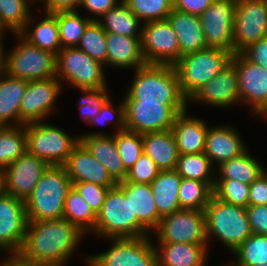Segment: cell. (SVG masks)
I'll use <instances>...</instances> for the list:
<instances>
[{"label":"cell","instance_id":"obj_1","mask_svg":"<svg viewBox=\"0 0 267 266\" xmlns=\"http://www.w3.org/2000/svg\"><path fill=\"white\" fill-rule=\"evenodd\" d=\"M84 238L65 218L28 221L19 253L39 266H67Z\"/></svg>","mask_w":267,"mask_h":266},{"label":"cell","instance_id":"obj_2","mask_svg":"<svg viewBox=\"0 0 267 266\" xmlns=\"http://www.w3.org/2000/svg\"><path fill=\"white\" fill-rule=\"evenodd\" d=\"M133 81L122 99H156L164 105H188L174 65L146 64L132 71Z\"/></svg>","mask_w":267,"mask_h":266},{"label":"cell","instance_id":"obj_3","mask_svg":"<svg viewBox=\"0 0 267 266\" xmlns=\"http://www.w3.org/2000/svg\"><path fill=\"white\" fill-rule=\"evenodd\" d=\"M208 248L215 238L233 253L250 235L252 230L246 208L218 199L214 194L204 210Z\"/></svg>","mask_w":267,"mask_h":266},{"label":"cell","instance_id":"obj_4","mask_svg":"<svg viewBox=\"0 0 267 266\" xmlns=\"http://www.w3.org/2000/svg\"><path fill=\"white\" fill-rule=\"evenodd\" d=\"M71 179L64 166L50 165L25 200L28 221L63 218Z\"/></svg>","mask_w":267,"mask_h":266},{"label":"cell","instance_id":"obj_5","mask_svg":"<svg viewBox=\"0 0 267 266\" xmlns=\"http://www.w3.org/2000/svg\"><path fill=\"white\" fill-rule=\"evenodd\" d=\"M91 234L104 237L103 239L152 235L137 221L136 216H132L130 197H126L118 186L109 189L103 206L97 213V222Z\"/></svg>","mask_w":267,"mask_h":266},{"label":"cell","instance_id":"obj_6","mask_svg":"<svg viewBox=\"0 0 267 266\" xmlns=\"http://www.w3.org/2000/svg\"><path fill=\"white\" fill-rule=\"evenodd\" d=\"M231 57L226 50L210 47L181 56L174 67L183 95L189 100L230 63Z\"/></svg>","mask_w":267,"mask_h":266},{"label":"cell","instance_id":"obj_7","mask_svg":"<svg viewBox=\"0 0 267 266\" xmlns=\"http://www.w3.org/2000/svg\"><path fill=\"white\" fill-rule=\"evenodd\" d=\"M105 65L77 47L62 48L56 55V78L76 89L109 88Z\"/></svg>","mask_w":267,"mask_h":266},{"label":"cell","instance_id":"obj_8","mask_svg":"<svg viewBox=\"0 0 267 266\" xmlns=\"http://www.w3.org/2000/svg\"><path fill=\"white\" fill-rule=\"evenodd\" d=\"M27 151L49 165L63 166L80 136H71L65 129L48 121L26 124Z\"/></svg>","mask_w":267,"mask_h":266},{"label":"cell","instance_id":"obj_9","mask_svg":"<svg viewBox=\"0 0 267 266\" xmlns=\"http://www.w3.org/2000/svg\"><path fill=\"white\" fill-rule=\"evenodd\" d=\"M16 44L5 52V73L11 77L30 80L56 77V55L30 44L20 34Z\"/></svg>","mask_w":267,"mask_h":266},{"label":"cell","instance_id":"obj_10","mask_svg":"<svg viewBox=\"0 0 267 266\" xmlns=\"http://www.w3.org/2000/svg\"><path fill=\"white\" fill-rule=\"evenodd\" d=\"M126 130L145 134L172 130L176 116L188 105H164L156 99H123Z\"/></svg>","mask_w":267,"mask_h":266},{"label":"cell","instance_id":"obj_11","mask_svg":"<svg viewBox=\"0 0 267 266\" xmlns=\"http://www.w3.org/2000/svg\"><path fill=\"white\" fill-rule=\"evenodd\" d=\"M152 235L141 238H109V249L83 256L85 266H157Z\"/></svg>","mask_w":267,"mask_h":266},{"label":"cell","instance_id":"obj_12","mask_svg":"<svg viewBox=\"0 0 267 266\" xmlns=\"http://www.w3.org/2000/svg\"><path fill=\"white\" fill-rule=\"evenodd\" d=\"M152 233L156 242L208 244L204 210L180 209L165 215Z\"/></svg>","mask_w":267,"mask_h":266},{"label":"cell","instance_id":"obj_13","mask_svg":"<svg viewBox=\"0 0 267 266\" xmlns=\"http://www.w3.org/2000/svg\"><path fill=\"white\" fill-rule=\"evenodd\" d=\"M236 68L241 105L250 107L251 116L267 115V69L248 61L241 53L230 61Z\"/></svg>","mask_w":267,"mask_h":266},{"label":"cell","instance_id":"obj_14","mask_svg":"<svg viewBox=\"0 0 267 266\" xmlns=\"http://www.w3.org/2000/svg\"><path fill=\"white\" fill-rule=\"evenodd\" d=\"M238 0H214L200 15L207 47L234 55V19Z\"/></svg>","mask_w":267,"mask_h":266},{"label":"cell","instance_id":"obj_15","mask_svg":"<svg viewBox=\"0 0 267 266\" xmlns=\"http://www.w3.org/2000/svg\"><path fill=\"white\" fill-rule=\"evenodd\" d=\"M141 45L147 64L174 65L182 56L176 33L167 19L143 23Z\"/></svg>","mask_w":267,"mask_h":266},{"label":"cell","instance_id":"obj_16","mask_svg":"<svg viewBox=\"0 0 267 266\" xmlns=\"http://www.w3.org/2000/svg\"><path fill=\"white\" fill-rule=\"evenodd\" d=\"M62 87L56 77L28 81L20 106V120L24 124L48 120V116L55 113Z\"/></svg>","mask_w":267,"mask_h":266},{"label":"cell","instance_id":"obj_17","mask_svg":"<svg viewBox=\"0 0 267 266\" xmlns=\"http://www.w3.org/2000/svg\"><path fill=\"white\" fill-rule=\"evenodd\" d=\"M267 37V0H238L234 19V54Z\"/></svg>","mask_w":267,"mask_h":266},{"label":"cell","instance_id":"obj_18","mask_svg":"<svg viewBox=\"0 0 267 266\" xmlns=\"http://www.w3.org/2000/svg\"><path fill=\"white\" fill-rule=\"evenodd\" d=\"M49 166L26 151L1 172L2 191L25 201Z\"/></svg>","mask_w":267,"mask_h":266},{"label":"cell","instance_id":"obj_19","mask_svg":"<svg viewBox=\"0 0 267 266\" xmlns=\"http://www.w3.org/2000/svg\"><path fill=\"white\" fill-rule=\"evenodd\" d=\"M25 201L0 191V251L19 252L27 227Z\"/></svg>","mask_w":267,"mask_h":266},{"label":"cell","instance_id":"obj_20","mask_svg":"<svg viewBox=\"0 0 267 266\" xmlns=\"http://www.w3.org/2000/svg\"><path fill=\"white\" fill-rule=\"evenodd\" d=\"M228 109L229 107L241 106L238 87V76L235 66L230 62L222 71L212 78L188 100L192 103ZM239 104V105H238Z\"/></svg>","mask_w":267,"mask_h":266},{"label":"cell","instance_id":"obj_21","mask_svg":"<svg viewBox=\"0 0 267 266\" xmlns=\"http://www.w3.org/2000/svg\"><path fill=\"white\" fill-rule=\"evenodd\" d=\"M231 124L208 127L204 154L216 166L242 155L248 150L240 132Z\"/></svg>","mask_w":267,"mask_h":266},{"label":"cell","instance_id":"obj_22","mask_svg":"<svg viewBox=\"0 0 267 266\" xmlns=\"http://www.w3.org/2000/svg\"><path fill=\"white\" fill-rule=\"evenodd\" d=\"M63 166L72 183L87 182L108 188L118 184L81 142L74 147Z\"/></svg>","mask_w":267,"mask_h":266},{"label":"cell","instance_id":"obj_23","mask_svg":"<svg viewBox=\"0 0 267 266\" xmlns=\"http://www.w3.org/2000/svg\"><path fill=\"white\" fill-rule=\"evenodd\" d=\"M106 44L108 68L135 70L147 64L142 52L141 37L106 32Z\"/></svg>","mask_w":267,"mask_h":266},{"label":"cell","instance_id":"obj_24","mask_svg":"<svg viewBox=\"0 0 267 266\" xmlns=\"http://www.w3.org/2000/svg\"><path fill=\"white\" fill-rule=\"evenodd\" d=\"M157 266H208V244L154 243Z\"/></svg>","mask_w":267,"mask_h":266},{"label":"cell","instance_id":"obj_25","mask_svg":"<svg viewBox=\"0 0 267 266\" xmlns=\"http://www.w3.org/2000/svg\"><path fill=\"white\" fill-rule=\"evenodd\" d=\"M188 113L189 109L178 114L172 126L179 154L204 153L209 125L201 117Z\"/></svg>","mask_w":267,"mask_h":266},{"label":"cell","instance_id":"obj_26","mask_svg":"<svg viewBox=\"0 0 267 266\" xmlns=\"http://www.w3.org/2000/svg\"><path fill=\"white\" fill-rule=\"evenodd\" d=\"M117 186L126 197H130L132 216H136L137 221L151 234L158 226L162 216L156 208L150 184H134L124 180Z\"/></svg>","mask_w":267,"mask_h":266},{"label":"cell","instance_id":"obj_27","mask_svg":"<svg viewBox=\"0 0 267 266\" xmlns=\"http://www.w3.org/2000/svg\"><path fill=\"white\" fill-rule=\"evenodd\" d=\"M80 142L117 183L126 179L127 171L120 158L114 135L80 136Z\"/></svg>","mask_w":267,"mask_h":266},{"label":"cell","instance_id":"obj_28","mask_svg":"<svg viewBox=\"0 0 267 266\" xmlns=\"http://www.w3.org/2000/svg\"><path fill=\"white\" fill-rule=\"evenodd\" d=\"M166 19L176 33L182 56L207 48L200 16L173 9Z\"/></svg>","mask_w":267,"mask_h":266},{"label":"cell","instance_id":"obj_29","mask_svg":"<svg viewBox=\"0 0 267 266\" xmlns=\"http://www.w3.org/2000/svg\"><path fill=\"white\" fill-rule=\"evenodd\" d=\"M28 81L0 75V126L25 125L20 120V106Z\"/></svg>","mask_w":267,"mask_h":266},{"label":"cell","instance_id":"obj_30","mask_svg":"<svg viewBox=\"0 0 267 266\" xmlns=\"http://www.w3.org/2000/svg\"><path fill=\"white\" fill-rule=\"evenodd\" d=\"M44 15L42 20L40 18L36 22V18H34L32 13L20 35L33 46L57 55L62 49L57 24V12H44Z\"/></svg>","mask_w":267,"mask_h":266},{"label":"cell","instance_id":"obj_31","mask_svg":"<svg viewBox=\"0 0 267 266\" xmlns=\"http://www.w3.org/2000/svg\"><path fill=\"white\" fill-rule=\"evenodd\" d=\"M142 141L144 154L149 156L161 171L176 168L180 154L172 130L142 134Z\"/></svg>","mask_w":267,"mask_h":266},{"label":"cell","instance_id":"obj_32","mask_svg":"<svg viewBox=\"0 0 267 266\" xmlns=\"http://www.w3.org/2000/svg\"><path fill=\"white\" fill-rule=\"evenodd\" d=\"M181 182L182 177L175 169L160 171L151 182L153 199L162 217L181 209L178 198Z\"/></svg>","mask_w":267,"mask_h":266},{"label":"cell","instance_id":"obj_33","mask_svg":"<svg viewBox=\"0 0 267 266\" xmlns=\"http://www.w3.org/2000/svg\"><path fill=\"white\" fill-rule=\"evenodd\" d=\"M247 150L242 155L221 163L215 169V180H237L250 185L267 171L258 158Z\"/></svg>","mask_w":267,"mask_h":266},{"label":"cell","instance_id":"obj_34","mask_svg":"<svg viewBox=\"0 0 267 266\" xmlns=\"http://www.w3.org/2000/svg\"><path fill=\"white\" fill-rule=\"evenodd\" d=\"M97 22L109 33L127 37H141L143 22L122 1L108 10Z\"/></svg>","mask_w":267,"mask_h":266},{"label":"cell","instance_id":"obj_35","mask_svg":"<svg viewBox=\"0 0 267 266\" xmlns=\"http://www.w3.org/2000/svg\"><path fill=\"white\" fill-rule=\"evenodd\" d=\"M63 218L73 223L86 236L94 231L97 222V215L73 186L65 199Z\"/></svg>","mask_w":267,"mask_h":266},{"label":"cell","instance_id":"obj_36","mask_svg":"<svg viewBox=\"0 0 267 266\" xmlns=\"http://www.w3.org/2000/svg\"><path fill=\"white\" fill-rule=\"evenodd\" d=\"M27 151L26 124L0 126V172Z\"/></svg>","mask_w":267,"mask_h":266},{"label":"cell","instance_id":"obj_37","mask_svg":"<svg viewBox=\"0 0 267 266\" xmlns=\"http://www.w3.org/2000/svg\"><path fill=\"white\" fill-rule=\"evenodd\" d=\"M215 167L204 153L180 154L175 170L185 179L199 180L215 186Z\"/></svg>","mask_w":267,"mask_h":266},{"label":"cell","instance_id":"obj_38","mask_svg":"<svg viewBox=\"0 0 267 266\" xmlns=\"http://www.w3.org/2000/svg\"><path fill=\"white\" fill-rule=\"evenodd\" d=\"M31 4L37 0H0V23L11 34H20L32 12Z\"/></svg>","mask_w":267,"mask_h":266},{"label":"cell","instance_id":"obj_39","mask_svg":"<svg viewBox=\"0 0 267 266\" xmlns=\"http://www.w3.org/2000/svg\"><path fill=\"white\" fill-rule=\"evenodd\" d=\"M92 22L79 10L57 12V24L62 48L76 47Z\"/></svg>","mask_w":267,"mask_h":266},{"label":"cell","instance_id":"obj_40","mask_svg":"<svg viewBox=\"0 0 267 266\" xmlns=\"http://www.w3.org/2000/svg\"><path fill=\"white\" fill-rule=\"evenodd\" d=\"M213 188L206 182L182 178L179 188L181 209L205 210L213 196Z\"/></svg>","mask_w":267,"mask_h":266},{"label":"cell","instance_id":"obj_41","mask_svg":"<svg viewBox=\"0 0 267 266\" xmlns=\"http://www.w3.org/2000/svg\"><path fill=\"white\" fill-rule=\"evenodd\" d=\"M234 266H258L267 263V236L250 235L233 253ZM236 257V258H235Z\"/></svg>","mask_w":267,"mask_h":266},{"label":"cell","instance_id":"obj_42","mask_svg":"<svg viewBox=\"0 0 267 266\" xmlns=\"http://www.w3.org/2000/svg\"><path fill=\"white\" fill-rule=\"evenodd\" d=\"M107 68L106 31L97 21H92L76 46Z\"/></svg>","mask_w":267,"mask_h":266},{"label":"cell","instance_id":"obj_43","mask_svg":"<svg viewBox=\"0 0 267 266\" xmlns=\"http://www.w3.org/2000/svg\"><path fill=\"white\" fill-rule=\"evenodd\" d=\"M108 124H113L114 130L113 133H104L103 131L97 132H88L83 133L82 135L79 134V136H94V135H114L118 131L126 130V121H125V106L123 99L118 104V106L115 107L114 102L111 101V97L103 104L101 107L99 113L92 118V120L89 122L88 125H101L106 126Z\"/></svg>","mask_w":267,"mask_h":266},{"label":"cell","instance_id":"obj_44","mask_svg":"<svg viewBox=\"0 0 267 266\" xmlns=\"http://www.w3.org/2000/svg\"><path fill=\"white\" fill-rule=\"evenodd\" d=\"M143 22L165 20L173 10V0H123Z\"/></svg>","mask_w":267,"mask_h":266},{"label":"cell","instance_id":"obj_45","mask_svg":"<svg viewBox=\"0 0 267 266\" xmlns=\"http://www.w3.org/2000/svg\"><path fill=\"white\" fill-rule=\"evenodd\" d=\"M114 137L123 166L128 171L144 153L142 134L123 130L116 132Z\"/></svg>","mask_w":267,"mask_h":266},{"label":"cell","instance_id":"obj_46","mask_svg":"<svg viewBox=\"0 0 267 266\" xmlns=\"http://www.w3.org/2000/svg\"><path fill=\"white\" fill-rule=\"evenodd\" d=\"M110 88H96V89H77L82 92L81 98L78 101V110L81 119L85 124L94 118L100 111L103 104L110 98Z\"/></svg>","mask_w":267,"mask_h":266},{"label":"cell","instance_id":"obj_47","mask_svg":"<svg viewBox=\"0 0 267 266\" xmlns=\"http://www.w3.org/2000/svg\"><path fill=\"white\" fill-rule=\"evenodd\" d=\"M250 185L237 180H215L214 195L227 203L246 208Z\"/></svg>","mask_w":267,"mask_h":266},{"label":"cell","instance_id":"obj_48","mask_svg":"<svg viewBox=\"0 0 267 266\" xmlns=\"http://www.w3.org/2000/svg\"><path fill=\"white\" fill-rule=\"evenodd\" d=\"M161 170L146 154H142L127 171L126 181L134 184H151Z\"/></svg>","mask_w":267,"mask_h":266},{"label":"cell","instance_id":"obj_49","mask_svg":"<svg viewBox=\"0 0 267 266\" xmlns=\"http://www.w3.org/2000/svg\"><path fill=\"white\" fill-rule=\"evenodd\" d=\"M72 186L79 192L82 198L97 215L103 206L105 197L110 188L87 182L72 183Z\"/></svg>","mask_w":267,"mask_h":266},{"label":"cell","instance_id":"obj_50","mask_svg":"<svg viewBox=\"0 0 267 266\" xmlns=\"http://www.w3.org/2000/svg\"><path fill=\"white\" fill-rule=\"evenodd\" d=\"M246 213L252 233L267 236V205H248Z\"/></svg>","mask_w":267,"mask_h":266},{"label":"cell","instance_id":"obj_51","mask_svg":"<svg viewBox=\"0 0 267 266\" xmlns=\"http://www.w3.org/2000/svg\"><path fill=\"white\" fill-rule=\"evenodd\" d=\"M120 1L119 0H81L78 10H87L86 15L90 20L97 21L108 10L114 8Z\"/></svg>","mask_w":267,"mask_h":266},{"label":"cell","instance_id":"obj_52","mask_svg":"<svg viewBox=\"0 0 267 266\" xmlns=\"http://www.w3.org/2000/svg\"><path fill=\"white\" fill-rule=\"evenodd\" d=\"M241 54L251 63L267 69V37L250 44Z\"/></svg>","mask_w":267,"mask_h":266},{"label":"cell","instance_id":"obj_53","mask_svg":"<svg viewBox=\"0 0 267 266\" xmlns=\"http://www.w3.org/2000/svg\"><path fill=\"white\" fill-rule=\"evenodd\" d=\"M248 205H267V171L250 184Z\"/></svg>","mask_w":267,"mask_h":266},{"label":"cell","instance_id":"obj_54","mask_svg":"<svg viewBox=\"0 0 267 266\" xmlns=\"http://www.w3.org/2000/svg\"><path fill=\"white\" fill-rule=\"evenodd\" d=\"M214 0H173V9L200 16Z\"/></svg>","mask_w":267,"mask_h":266},{"label":"cell","instance_id":"obj_55","mask_svg":"<svg viewBox=\"0 0 267 266\" xmlns=\"http://www.w3.org/2000/svg\"><path fill=\"white\" fill-rule=\"evenodd\" d=\"M41 3L44 7V12L56 13L60 11L78 10L81 0H37V4Z\"/></svg>","mask_w":267,"mask_h":266},{"label":"cell","instance_id":"obj_56","mask_svg":"<svg viewBox=\"0 0 267 266\" xmlns=\"http://www.w3.org/2000/svg\"><path fill=\"white\" fill-rule=\"evenodd\" d=\"M8 254V255H7ZM5 257L1 262L0 266H39L34 262L23 257L19 252H10L5 254Z\"/></svg>","mask_w":267,"mask_h":266},{"label":"cell","instance_id":"obj_57","mask_svg":"<svg viewBox=\"0 0 267 266\" xmlns=\"http://www.w3.org/2000/svg\"><path fill=\"white\" fill-rule=\"evenodd\" d=\"M4 39H0V75L5 72V52L8 49H5L4 47Z\"/></svg>","mask_w":267,"mask_h":266},{"label":"cell","instance_id":"obj_58","mask_svg":"<svg viewBox=\"0 0 267 266\" xmlns=\"http://www.w3.org/2000/svg\"><path fill=\"white\" fill-rule=\"evenodd\" d=\"M5 33H6V30L4 29V27L0 23V39H5L4 38L5 37L4 35H6Z\"/></svg>","mask_w":267,"mask_h":266},{"label":"cell","instance_id":"obj_59","mask_svg":"<svg viewBox=\"0 0 267 266\" xmlns=\"http://www.w3.org/2000/svg\"><path fill=\"white\" fill-rule=\"evenodd\" d=\"M221 266H234L231 262H228L226 265H221Z\"/></svg>","mask_w":267,"mask_h":266},{"label":"cell","instance_id":"obj_60","mask_svg":"<svg viewBox=\"0 0 267 266\" xmlns=\"http://www.w3.org/2000/svg\"><path fill=\"white\" fill-rule=\"evenodd\" d=\"M2 190V183H1V172H0V191Z\"/></svg>","mask_w":267,"mask_h":266},{"label":"cell","instance_id":"obj_61","mask_svg":"<svg viewBox=\"0 0 267 266\" xmlns=\"http://www.w3.org/2000/svg\"><path fill=\"white\" fill-rule=\"evenodd\" d=\"M264 118V120H266L267 123V115L263 116L262 119Z\"/></svg>","mask_w":267,"mask_h":266}]
</instances>
